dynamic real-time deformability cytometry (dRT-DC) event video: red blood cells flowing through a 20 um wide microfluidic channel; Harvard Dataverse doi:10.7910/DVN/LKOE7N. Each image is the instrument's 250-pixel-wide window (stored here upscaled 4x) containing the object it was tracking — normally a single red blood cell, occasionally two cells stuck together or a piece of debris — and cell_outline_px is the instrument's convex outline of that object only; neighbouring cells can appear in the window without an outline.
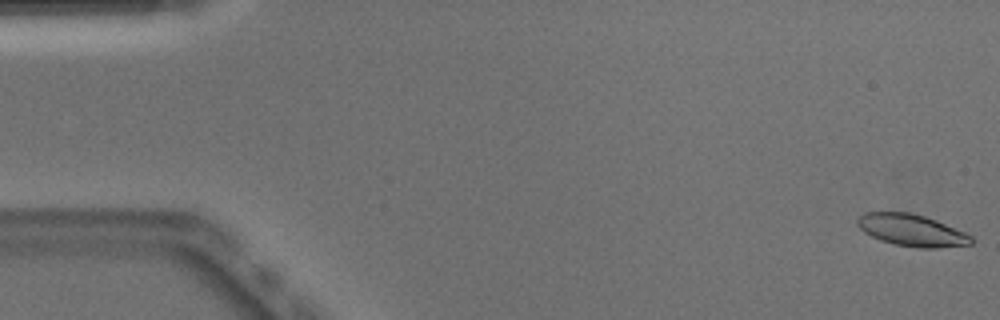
{"species": "Egyptian fruit bat (a non-hibernating species)", "species_latin": "Rousettus aegyptiacus", "temperature_condition": "warm", "stored_images_in_passage": 51, "camera_frame_rate_fps": 3000, "um_per_image_px": 0.085, "animal": {"sex": "male"}, "frame": {"image": 1, "passage_image": 1, "time_ms": 0.0, "image_size_px": [1000, 320], "cell_outline_px": [[976, 240], [972, 244], [936, 248], [916, 248], [896, 244], [880, 240], [864, 232], [856, 224], [856, 220], [864, 212], [912, 212], [936, 220], [964, 232], [972, 236]], "centroid_in_image_um": [77.5, 19.57], "position_along_channel_um": 7.5, "area_um2": 21.21}}
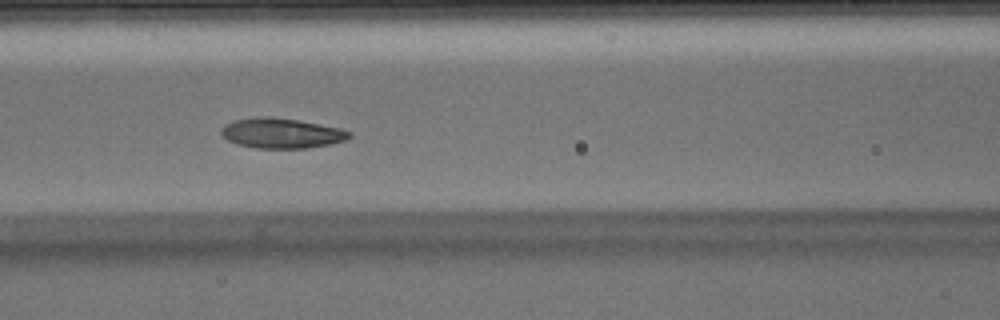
{"frame": {"image": 2, "passage_image": 22, "time_ms": 7.0, "image_size_px": [1000, 320], "cell_outline_px": [[352, 136], [344, 140], [328, 144], [308, 148], [256, 148], [236, 144], [228, 140], [220, 132], [220, 128], [224, 124], [236, 120], [256, 116], [268, 116], [300, 120], [340, 128], [352, 132]], "centroid_in_image_um": [23.91, 11.31], "position_along_channel_um": 142.7, "area_um2": 22.54}}
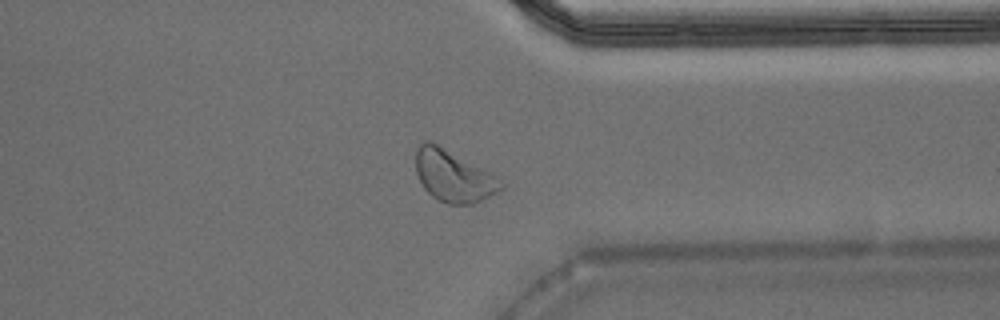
{"frame": {"image": 3, "passage_image": 40, "time_ms": 13.0, "image_size_px": [1000, 320], "cell_outline_px": [[504, 188], [472, 204], [448, 204], [432, 196], [424, 188], [416, 172], [416, 152], [420, 144], [424, 140], [428, 140], [436, 144], [496, 176], [504, 184]], "centroid_in_image_um": [38.51, 14.97], "position_along_channel_um": 372.9, "area_um2": 24.91}, "authors_computed_cell_mechanics": {"area_um2": 22.4264, "velocity_mm_per_s": 3.8953, "shape_relaxation_time_tau1_ms": 2.7578, "shape_relaxation_time_tau2_ms": 5.0406, "deformation_change_tau1": 0.0974, "deformation_change_tau2": 0.1283}}